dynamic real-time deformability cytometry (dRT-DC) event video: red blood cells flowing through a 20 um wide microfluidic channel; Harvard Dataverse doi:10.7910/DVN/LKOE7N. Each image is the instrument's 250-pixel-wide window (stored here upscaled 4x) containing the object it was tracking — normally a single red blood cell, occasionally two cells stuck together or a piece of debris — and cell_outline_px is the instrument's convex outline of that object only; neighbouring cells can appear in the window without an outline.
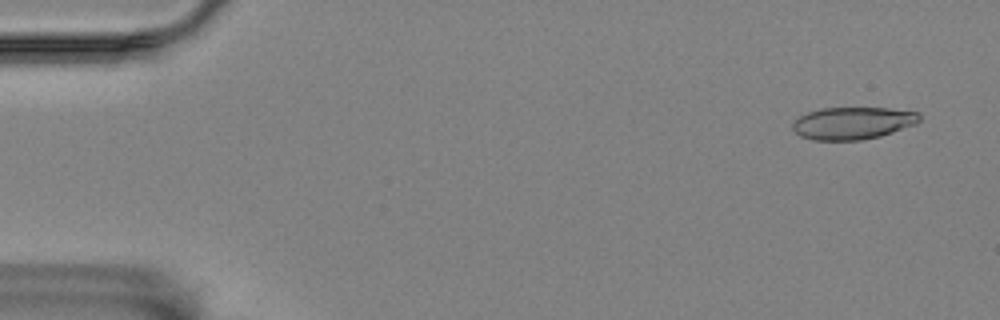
{"species": "Egyptian fruit bat (a non-hibernating species)", "species_latin": "Rousettus aegyptiacus", "temperature_condition": "room temperature", "stored_images_in_passage": 5, "camera_frame_rate_fps": 3000, "um_per_image_px": 0.085, "animal": {"sex": "female"}, "frame": {"image": 1, "passage_image": 1, "time_ms": 0.0, "image_size_px": [1000, 320], "cell_outline_px": [[920, 120], [916, 124], [880, 136], [860, 140], [812, 140], [800, 136], [792, 128], [792, 124], [800, 116], [808, 112], [820, 108], [888, 108], [920, 112]], "centroid_in_image_um": [72.49, 10.46], "position_along_channel_um": 12.5, "area_um2": 23.87}}
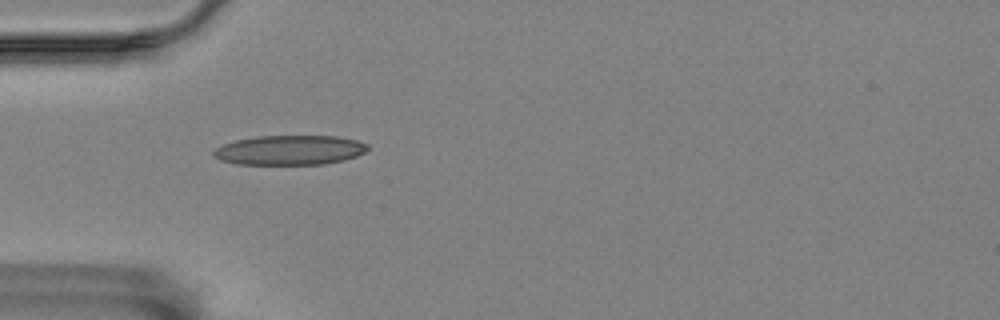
{"frame": {"image": 2, "passage_image": 4, "time_ms": 4.667, "image_size_px": [1000, 320], "cell_outline_px": [[368, 148], [364, 152], [356, 156], [344, 160], [324, 164], [236, 164], [220, 160], [212, 156], [212, 152], [216, 148], [224, 144], [236, 140], [256, 136], [336, 136], [356, 140], [368, 144]], "centroid_in_image_um": [24.6, 12.76], "position_along_channel_um": 60.4, "area_um2": 26.59}}
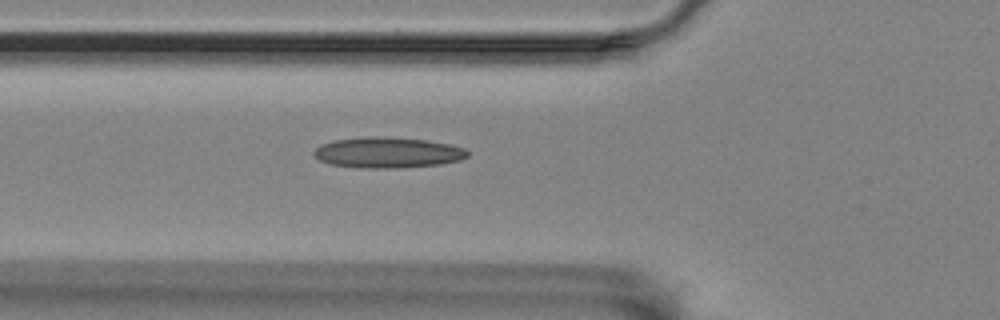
{"frame": {"image": 3, "passage_image": 5, "time_ms": 5.667, "image_size_px": [1000, 320], "cell_outline_px": [[468, 156], [460, 160], [440, 164], [396, 168], [360, 168], [328, 164], [320, 160], [312, 152], [320, 144], [336, 140], [368, 136], [376, 136], [428, 140], [448, 144], [464, 148], [468, 152]], "centroid_in_image_um": [32.93, 12.97], "position_along_channel_um": 92.9, "area_um2": 27.46}}